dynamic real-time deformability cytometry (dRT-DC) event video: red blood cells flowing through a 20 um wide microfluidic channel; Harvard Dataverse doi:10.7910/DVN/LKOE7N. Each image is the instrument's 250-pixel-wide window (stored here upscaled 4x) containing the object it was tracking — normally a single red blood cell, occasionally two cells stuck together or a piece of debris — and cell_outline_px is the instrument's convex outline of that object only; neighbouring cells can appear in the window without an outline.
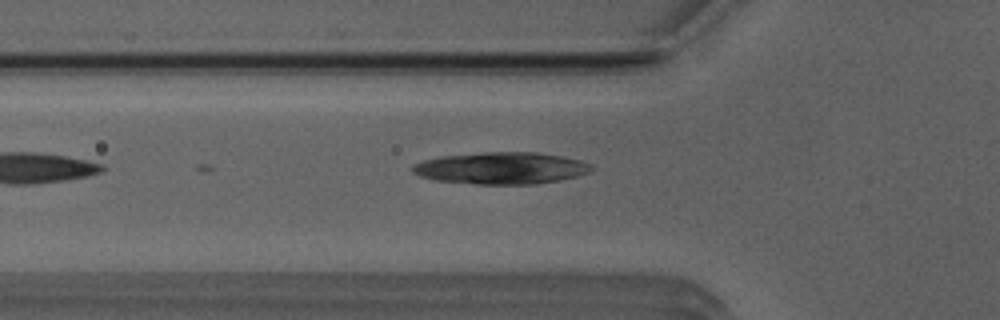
{"species": "Egyptian fruit bat (a non-hibernating species)", "species_latin": "Rousettus aegyptiacus", "temperature_condition": "room temperature", "stored_images_in_passage": 22, "camera_frame_rate_fps": 3000, "um_per_image_px": 0.085, "animal": {"sex": "male"}, "frame": {"image": 1, "passage_image": 2, "time_ms": 0.333, "image_size_px": [1000, 320], "cell_outline_px": [[592, 168], [588, 172], [576, 176], [560, 180], [536, 184], [476, 184], [436, 180], [420, 176], [412, 172], [412, 164], [424, 160], [440, 156], [484, 152], [536, 152], [560, 156], [580, 160], [592, 164]], "centroid_in_image_um": [42.58, 14.29], "position_along_channel_um": 83.2, "area_um2": 33.18}}
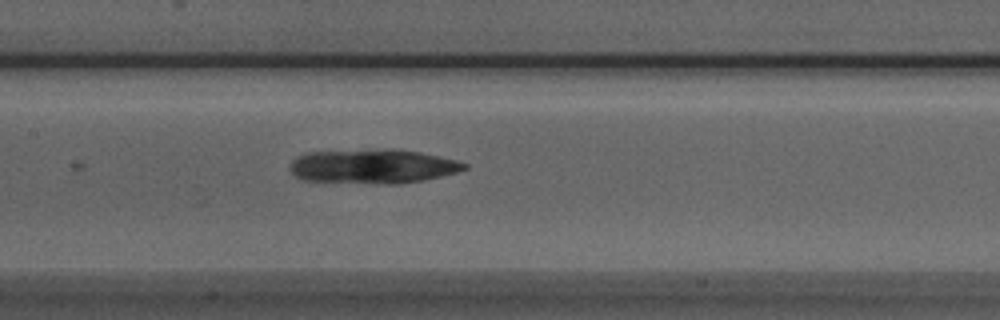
{"frame": {"image": 2, "passage_image": 9, "time_ms": 2.667, "image_size_px": [1000, 320], "cell_outline_px": [[468, 168], [456, 172], [424, 180], [400, 184], [384, 184], [304, 180], [296, 176], [288, 168], [292, 160], [296, 156], [308, 152], [380, 148], [396, 148], [420, 152], [440, 156], [456, 160], [468, 164]], "centroid_in_image_um": [31.69, 14.12], "position_along_channel_um": 175.7, "area_um2": 35.32}}
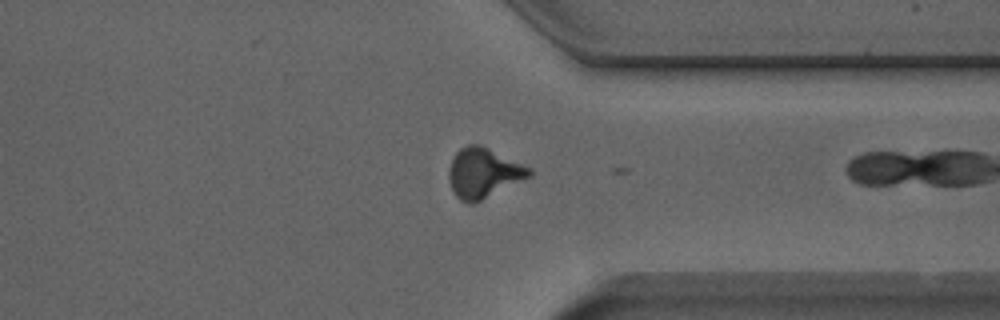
{"frame": {"image": 3, "passage_image": 21, "time_ms": 6.667, "image_size_px": [1000, 320], "cell_outline_px": [[532, 176], [476, 204], [468, 204], [460, 200], [456, 196], [452, 188], [448, 176], [448, 172], [452, 160], [456, 152], [460, 148], [468, 144], [480, 144], [532, 168]], "centroid_in_image_um": [41.11, 14.73], "position_along_channel_um": 370.3, "area_um2": 23.7}}